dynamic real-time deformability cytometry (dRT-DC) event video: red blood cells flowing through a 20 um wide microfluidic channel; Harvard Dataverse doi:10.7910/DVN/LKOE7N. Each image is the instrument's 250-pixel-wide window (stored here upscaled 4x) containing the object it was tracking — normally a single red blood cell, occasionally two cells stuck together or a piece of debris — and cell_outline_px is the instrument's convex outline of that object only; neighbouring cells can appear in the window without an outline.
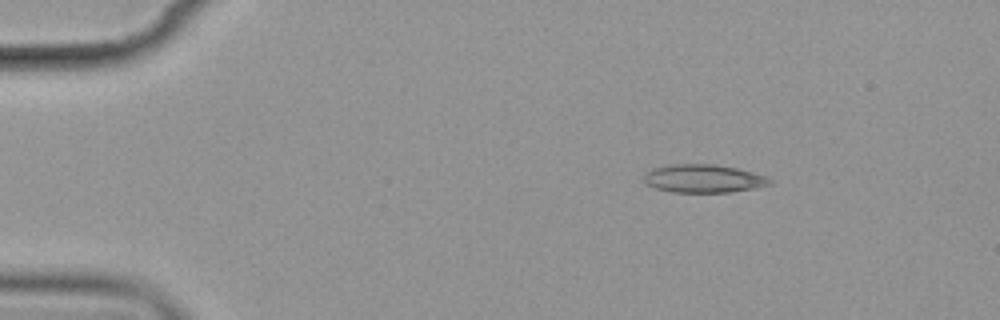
{"species": "common noctule bat (a hibernating species)", "species_latin": "Nyctalus noctula", "temperature_condition": "cold", "stored_images_in_passage": 9, "camera_frame_rate_fps": 3000, "um_per_image_px": 0.085, "animal": {"sex": "female", "body_mass_g": 19.9}, "frame": {"image": 1, "passage_image": 1, "time_ms": 0.0, "image_size_px": [1000, 320], "cell_outline_px": [[772, 184], [756, 188], [728, 192], [672, 192], [656, 188], [644, 184], [644, 172], [652, 168], [672, 164], [712, 164], [736, 168], [752, 172], [764, 176], [772, 180]], "centroid_in_image_um": [59.75, 15.18], "position_along_channel_um": 25.2, "area_um2": 20.69}}
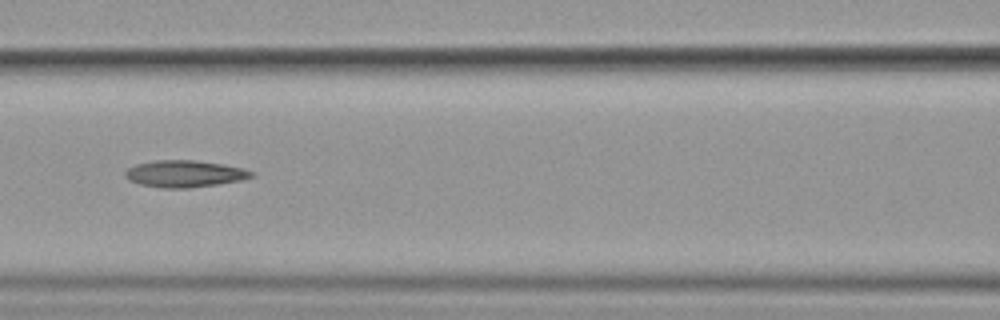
{"frame": {"image": 2, "passage_image": 6, "time_ms": 5.667, "image_size_px": [1000, 320], "cell_outline_px": [[256, 176], [240, 180], [216, 184], [188, 188], [164, 188], [140, 184], [128, 180], [124, 176], [124, 172], [128, 168], [136, 164], [156, 160], [196, 160], [244, 168], [256, 172]], "centroid_in_image_um": [15.7, 14.76], "position_along_channel_um": 150.9, "area_um2": 19.77}}
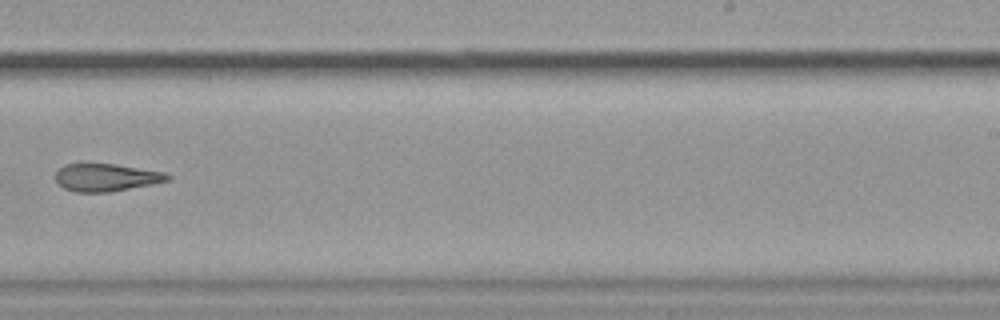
{"frame": {"image": 3, "passage_image": 9, "time_ms": 9.333, "image_size_px": [1000, 320], "cell_outline_px": [[172, 176], [168, 180], [152, 184], [112, 192], [76, 192], [64, 188], [56, 184], [56, 172], [64, 164], [80, 160], [88, 160], [116, 164], [164, 172]], "centroid_in_image_um": [8.94, 15.03], "position_along_channel_um": 280.1, "area_um2": 18.9}}